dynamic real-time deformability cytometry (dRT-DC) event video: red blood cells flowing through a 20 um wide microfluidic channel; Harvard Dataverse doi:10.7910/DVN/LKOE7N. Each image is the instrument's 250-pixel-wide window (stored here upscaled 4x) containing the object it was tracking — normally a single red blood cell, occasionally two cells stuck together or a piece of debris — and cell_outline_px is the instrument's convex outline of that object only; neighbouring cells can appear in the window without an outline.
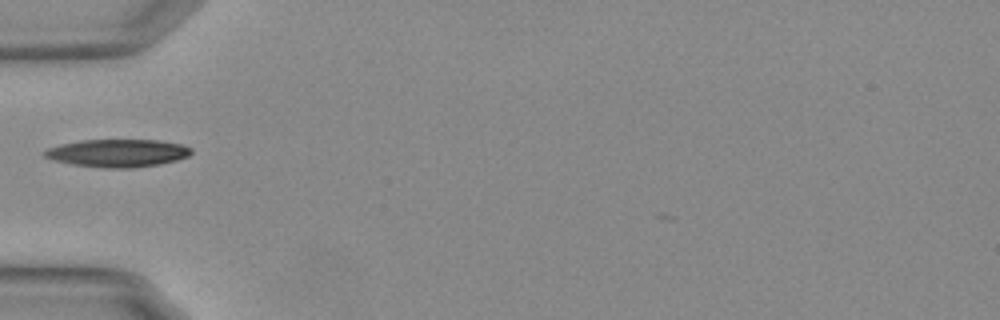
{"species": "Egyptian fruit bat (a non-hibernating species)", "species_latin": "Rousettus aegyptiacus", "temperature_condition": "warm", "stored_images_in_passage": 29, "camera_frame_rate_fps": 3000, "um_per_image_px": 0.085, "animal": {"sex": "female"}, "frame": {"image": 1, "passage_image": 1, "time_ms": 0.0, "image_size_px": [1000, 320], "cell_outline_px": [[192, 152], [188, 156], [176, 160], [160, 164], [132, 168], [104, 168], [72, 164], [52, 160], [44, 156], [44, 152], [48, 148], [60, 144], [80, 140], [160, 140], [184, 144], [192, 148]], "centroid_in_image_um": [10.02, 13.01], "position_along_channel_um": 75.0, "area_um2": 23.87}}
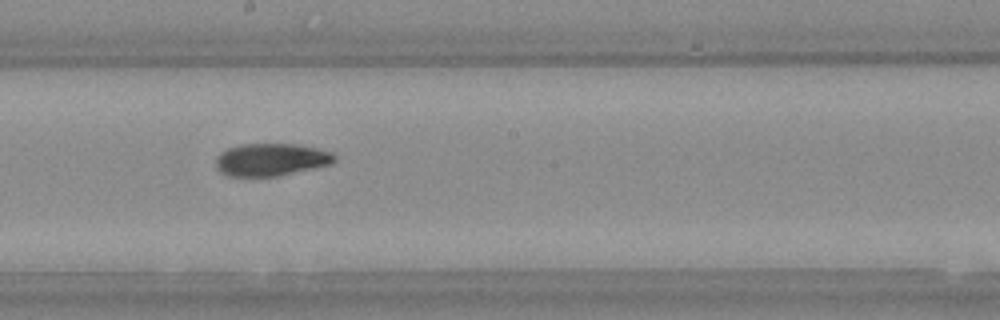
{"frame": {"image": 2, "passage_image": 13, "time_ms": 4.0, "image_size_px": [1000, 320], "cell_outline_px": [[336, 160], [332, 164], [280, 176], [228, 176], [220, 172], [216, 168], [216, 156], [220, 152], [228, 148], [240, 144], [296, 144], [316, 148], [332, 152], [336, 156]], "centroid_in_image_um": [23.04, 13.57], "position_along_channel_um": 225.2, "area_um2": 22.72}}
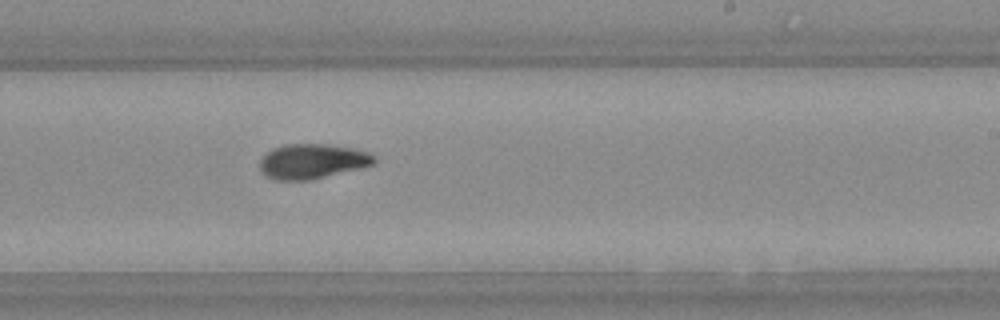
{"frame": {"image": 3, "passage_image": 16, "time_ms": 5.0, "image_size_px": [1000, 320], "cell_outline_px": [[376, 160], [372, 164], [312, 180], [276, 180], [264, 176], [260, 172], [260, 160], [272, 148], [284, 144], [328, 144], [352, 148], [368, 152], [376, 156]], "centroid_in_image_um": [26.5, 13.71], "position_along_channel_um": 262.5, "area_um2": 23.18}, "authors_computed_cell_mechanics": {"area_um2": 22.9466, "velocity_mm_per_s": 3.7419, "shape_relaxation_time_tau1_ms": 5.3129, "shape_relaxation_time_tau2_ms": 2.8941, "deformation_change_tau1": 0.1835, "deformation_change_tau2": 0.079}}